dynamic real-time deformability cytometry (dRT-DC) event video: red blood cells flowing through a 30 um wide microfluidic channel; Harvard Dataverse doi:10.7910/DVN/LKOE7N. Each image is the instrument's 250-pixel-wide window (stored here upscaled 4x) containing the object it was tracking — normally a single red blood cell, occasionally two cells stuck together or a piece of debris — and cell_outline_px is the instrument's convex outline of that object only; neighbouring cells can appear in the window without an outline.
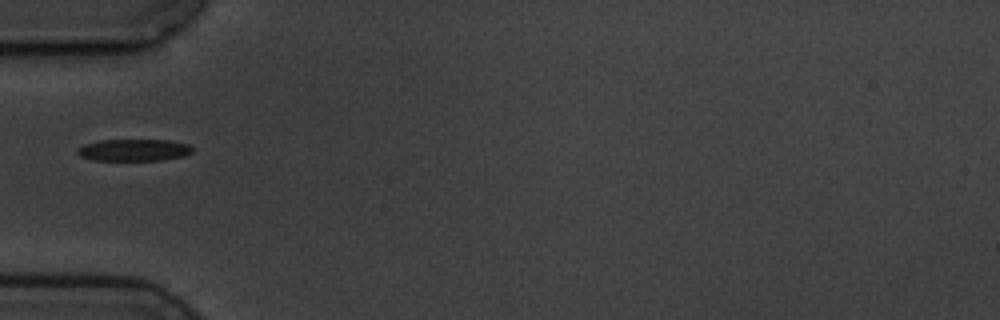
{"species": "common noctule bat (a hibernating species)", "species_latin": "Nyctalus noctula", "temperature_condition": "cold", "stored_images_in_passage": 3, "segment_of_instrument_passage": [2, 2], "camera_frame_rate_fps": 3000, "um_per_image_px": 0.085, "animal": {"sex": "male", "body_mass_g": 19.5, "forearm_length_mm": 54.6}, "frame": {"image": 1, "passage_image": 3, "time_ms": 2.0, "image_size_px": [1000, 320], "cell_outline_px": [[192, 152], [184, 156], [164, 160], [96, 160], [80, 156], [76, 152], [76, 148], [84, 144], [100, 140], [168, 140], [188, 144], [192, 148]], "centroid_in_image_um": [11.36, 12.75], "position_along_channel_um": 73.6, "area_um2": 14.68}}